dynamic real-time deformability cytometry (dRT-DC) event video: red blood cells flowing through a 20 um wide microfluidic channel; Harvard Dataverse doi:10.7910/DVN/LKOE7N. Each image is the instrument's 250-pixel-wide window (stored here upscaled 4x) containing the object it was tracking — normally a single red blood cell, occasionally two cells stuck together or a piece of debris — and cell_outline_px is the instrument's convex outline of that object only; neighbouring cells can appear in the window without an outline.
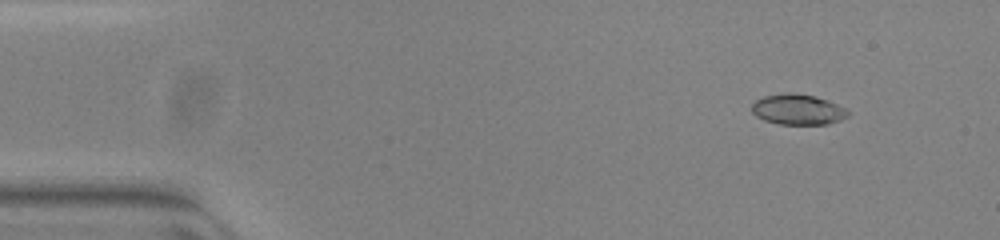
{"species": "common noctule bat (a hibernating species)", "species_latin": "Nyctalus noctula", "temperature_condition": "warm", "stored_images_in_passage": 53, "camera_frame_rate_fps": 3000, "um_per_image_px": 0.085, "animal": {"sex": "female", "body_mass_g": 23.0, "forearm_length_mm": 53.4}, "frame": {"image": 1, "passage_image": 6, "time_ms": 1.667, "image_size_px": [1000, 240], "cell_outline_px": [[848, 116], [840, 120], [828, 124], [780, 124], [764, 120], [756, 116], [752, 112], [752, 104], [756, 100], [764, 96], [812, 96], [828, 100], [844, 108], [848, 112]], "centroid_in_image_um": [67.83, 9.36], "position_along_channel_um": 17.2, "area_um2": 16.18}}
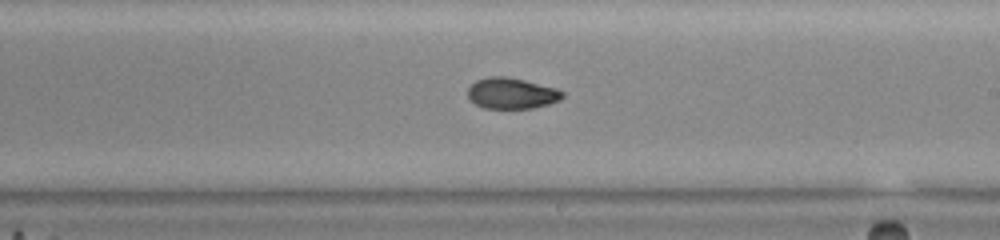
{"frame": {"image": 2, "passage_image": 31, "time_ms": 10.0, "image_size_px": [1000, 240], "cell_outline_px": [[564, 96], [560, 100], [548, 104], [532, 108], [484, 108], [476, 104], [468, 96], [468, 88], [476, 80], [488, 76], [508, 76], [556, 88], [564, 92]], "centroid_in_image_um": [43.49, 7.92], "position_along_channel_um": 245.5, "area_um2": 17.05}}
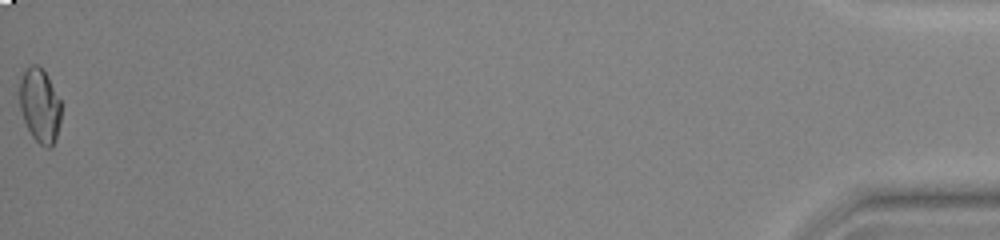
{"frame": {"image": 3, "passage_image": 53, "time_ms": 17.333, "image_size_px": [1000, 240], "cell_outline_px": [[60, 120], [56, 136], [52, 148], [44, 148], [32, 136], [24, 120], [20, 108], [20, 80], [24, 72], [32, 64], [36, 64], [44, 72], [60, 100]], "centroid_in_image_um": [3.38, 9.01], "position_along_channel_um": 431.8, "area_um2": 17.51}, "authors_computed_cell_mechanics": {"area_um2": 17.4556, "velocity_mm_per_s": 3.9483, "shape_relaxation_time_tau1_ms": 9.1269, "shape_relaxation_time_tau2_ms": 2.5404, "deformation_change_tau1": 0.2607, "deformation_change_tau2": 0.0567}}